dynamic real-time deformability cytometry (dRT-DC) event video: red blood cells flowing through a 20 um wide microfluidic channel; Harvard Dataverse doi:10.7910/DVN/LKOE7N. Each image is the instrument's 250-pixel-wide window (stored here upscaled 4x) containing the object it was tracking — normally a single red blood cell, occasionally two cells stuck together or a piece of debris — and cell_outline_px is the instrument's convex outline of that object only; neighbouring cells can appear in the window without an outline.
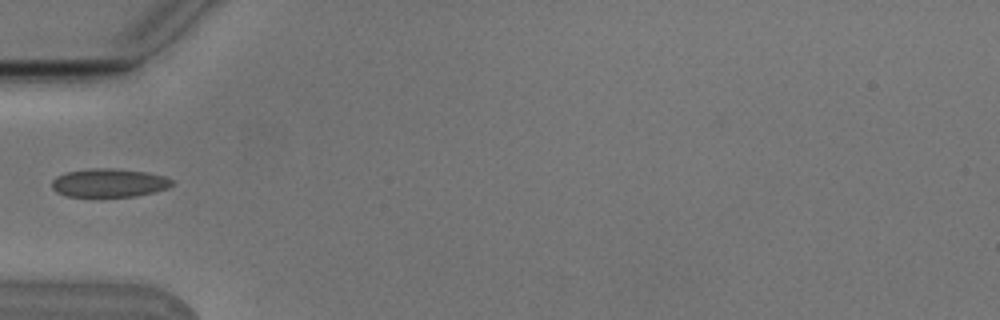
{"species": "Egyptian fruit bat (a non-hibernating species)", "species_latin": "Rousettus aegyptiacus", "temperature_condition": "cold", "stored_images_in_passage": 6, "camera_frame_rate_fps": 3000, "um_per_image_px": 0.085, "animal": {"sex": "male"}, "frame": {"image": 1, "passage_image": 5, "time_ms": 1.333, "image_size_px": [1000, 320], "cell_outline_px": [[172, 184], [168, 188], [136, 196], [100, 200], [68, 196], [56, 192], [52, 188], [52, 180], [56, 176], [64, 172], [92, 168], [112, 168], [148, 172], [164, 176], [172, 180]], "centroid_in_image_um": [9.21, 15.59], "position_along_channel_um": 75.8, "area_um2": 20.87}}